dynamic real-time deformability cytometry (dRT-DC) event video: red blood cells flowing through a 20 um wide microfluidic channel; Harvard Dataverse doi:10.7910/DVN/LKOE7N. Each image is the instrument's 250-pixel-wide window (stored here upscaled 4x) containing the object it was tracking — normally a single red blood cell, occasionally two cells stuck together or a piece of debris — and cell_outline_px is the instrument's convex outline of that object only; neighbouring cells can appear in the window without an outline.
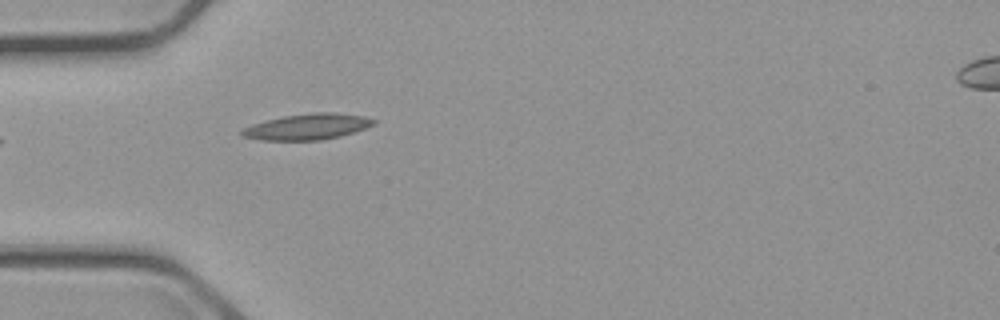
{"species": "common noctule bat (a hibernating species)", "species_latin": "Nyctalus noctula", "temperature_condition": "cold", "stored_images_in_passage": 2, "camera_frame_rate_fps": 3000, "um_per_image_px": 0.085, "animal": {"sex": "male", "body_mass_g": 23.1, "forearm_length_mm": 52.7}, "frame": {"image": 1, "passage_image": 2, "time_ms": 1.333, "image_size_px": [1000, 320], "cell_outline_px": [[376, 124], [340, 136], [320, 140], [264, 140], [244, 136], [240, 132], [244, 128], [252, 124], [264, 120], [284, 116], [312, 112], [336, 112], [364, 116], [376, 120]], "centroid_in_image_um": [26.15, 10.75], "position_along_channel_um": 58.9, "area_um2": 19.77}}